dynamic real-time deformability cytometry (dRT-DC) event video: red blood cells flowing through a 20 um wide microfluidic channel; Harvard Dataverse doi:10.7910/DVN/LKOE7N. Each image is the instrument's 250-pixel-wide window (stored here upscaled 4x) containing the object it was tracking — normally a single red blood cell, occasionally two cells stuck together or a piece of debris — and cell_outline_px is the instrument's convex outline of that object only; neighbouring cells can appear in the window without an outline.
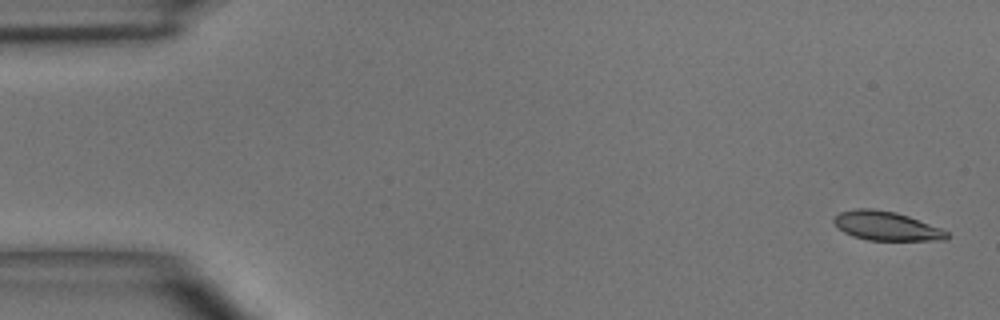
{"species": "common noctule bat (a hibernating species)", "species_latin": "Nyctalus noctula", "temperature_condition": "room temperature", "stored_images_in_passage": 7, "camera_frame_rate_fps": 3000, "um_per_image_px": 0.085, "animal": {"sex": "male", "body_mass_g": 15.6}, "frame": {"image": 1, "passage_image": 1, "time_ms": 0.0, "image_size_px": [1000, 320], "cell_outline_px": [[948, 236], [944, 240], [868, 240], [852, 236], [844, 232], [832, 220], [840, 212], [856, 208], [872, 208], [896, 212], [908, 216], [940, 228], [948, 232]], "centroid_in_image_um": [75.32, 19.2], "position_along_channel_um": 9.7, "area_um2": 18.9}}
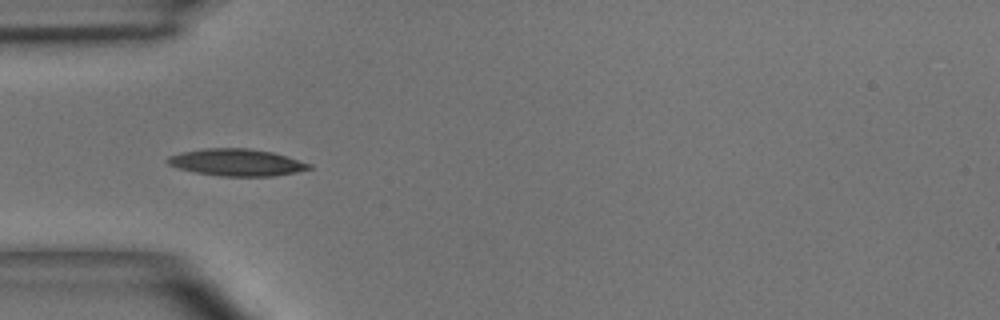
{"frame": {"image": 2, "passage_image": 5, "time_ms": 4.667, "image_size_px": [1000, 320], "cell_outline_px": [[312, 168], [296, 172], [272, 176], [220, 176], [196, 172], [176, 168], [168, 164], [164, 160], [168, 156], [180, 152], [204, 148], [248, 148], [272, 152], [312, 164]], "centroid_in_image_um": [20.07, 13.8], "position_along_channel_um": 64.9, "area_um2": 22.31}}
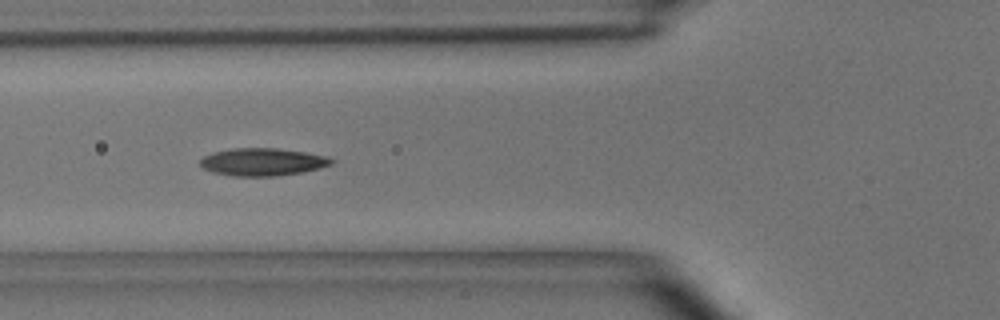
{"frame": {"image": 3, "passage_image": 6, "time_ms": 5.667, "image_size_px": [1000, 320], "cell_outline_px": [[336, 160], [332, 164], [320, 168], [300, 172], [276, 176], [232, 176], [212, 172], [204, 168], [200, 164], [200, 160], [204, 156], [212, 152], [232, 148], [276, 148], [304, 152], [328, 156]], "centroid_in_image_um": [22.32, 13.76], "position_along_channel_um": 103.5, "area_um2": 21.15}}